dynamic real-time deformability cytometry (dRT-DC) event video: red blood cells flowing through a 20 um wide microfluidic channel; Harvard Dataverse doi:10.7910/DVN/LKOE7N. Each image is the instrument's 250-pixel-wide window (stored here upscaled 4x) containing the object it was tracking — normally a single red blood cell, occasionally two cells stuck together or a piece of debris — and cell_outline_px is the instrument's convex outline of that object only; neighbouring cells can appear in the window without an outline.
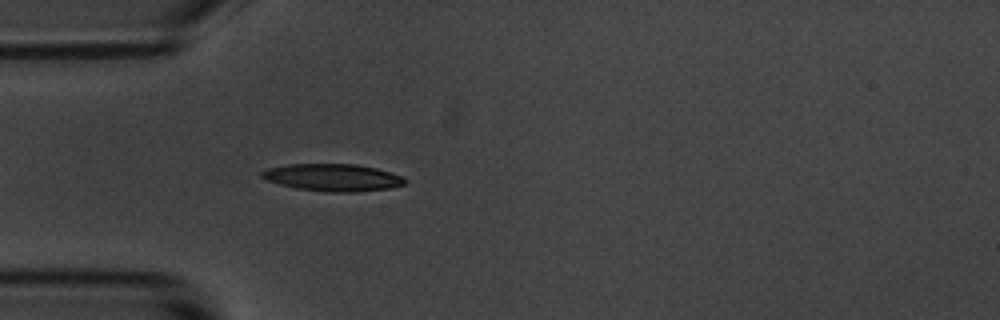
{"species": "common noctule bat (a hibernating species)", "species_latin": "Nyctalus noctula", "temperature_condition": "room temperature", "stored_images_in_passage": 4, "camera_frame_rate_fps": 3000, "um_per_image_px": 0.085, "animal": {"sex": "male", "body_mass_g": 20.1, "forearm_length_mm": 53.5}, "frame": {"image": 1, "passage_image": 4, "time_ms": 4.333, "image_size_px": [1000, 320], "cell_outline_px": [[408, 180], [404, 184], [388, 188], [356, 192], [328, 192], [296, 188], [264, 180], [260, 176], [260, 172], [268, 168], [288, 164], [356, 164], [376, 168], [392, 172]], "centroid_in_image_um": [28.26, 15.08], "position_along_channel_um": 56.7, "area_um2": 22.77}}